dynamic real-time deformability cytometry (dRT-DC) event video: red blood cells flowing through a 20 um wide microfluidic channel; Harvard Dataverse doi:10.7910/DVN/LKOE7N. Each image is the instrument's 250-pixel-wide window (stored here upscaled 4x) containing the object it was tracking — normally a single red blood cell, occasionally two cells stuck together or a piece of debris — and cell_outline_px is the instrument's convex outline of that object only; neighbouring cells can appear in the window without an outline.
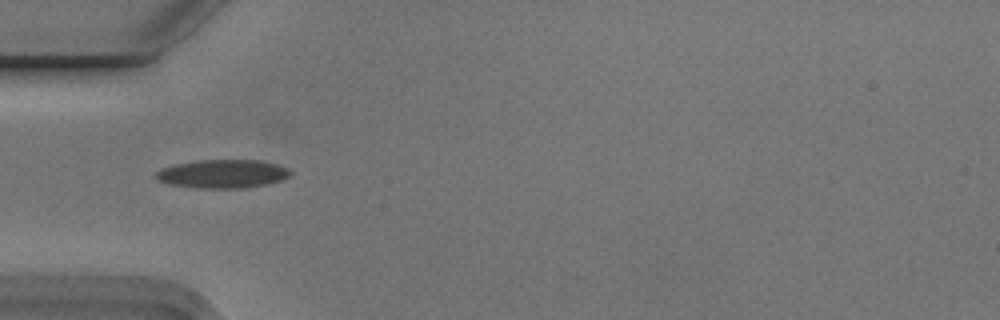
{"species": "Egyptian fruit bat (a non-hibernating species)", "species_latin": "Rousettus aegyptiacus", "temperature_condition": "cold", "stored_images_in_passage": 8, "camera_frame_rate_fps": 3000, "um_per_image_px": 0.085, "animal": {"sex": "male"}, "frame": {"image": 1, "passage_image": 5, "time_ms": 1.333, "image_size_px": [1000, 320], "cell_outline_px": [[292, 172], [288, 176], [280, 180], [268, 184], [244, 188], [200, 188], [168, 184], [156, 180], [156, 172], [160, 168], [176, 164], [196, 160], [256, 160], [276, 164], [288, 168]], "centroid_in_image_um": [18.89, 14.78], "position_along_channel_um": 66.1, "area_um2": 22.31}}
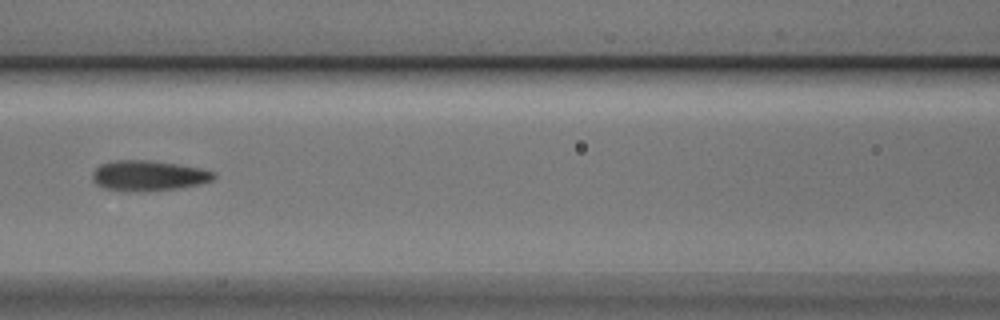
{"frame": {"image": 2, "passage_image": 7, "time_ms": 2.0, "image_size_px": [1000, 320], "cell_outline_px": [[216, 176], [212, 180], [200, 184], [184, 188], [140, 192], [128, 192], [104, 188], [96, 184], [92, 180], [92, 172], [100, 164], [116, 160], [148, 160], [176, 164], [200, 168], [216, 172]], "centroid_in_image_um": [12.61, 14.95], "position_along_channel_um": 154.0, "area_um2": 21.79}}
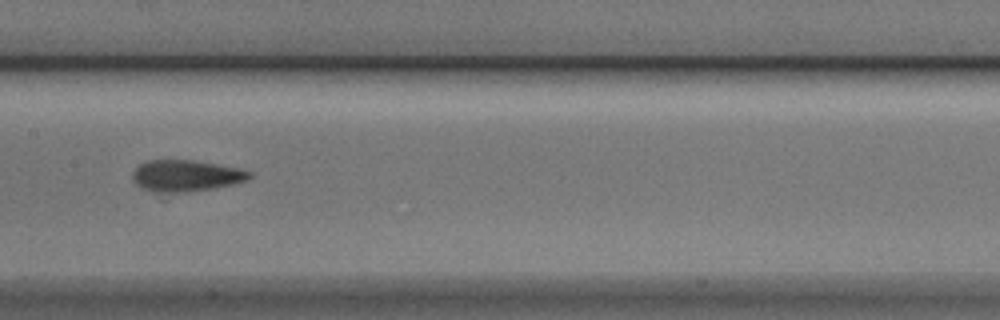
{"frame": {"image": 3, "passage_image": 8, "time_ms": 2.333, "image_size_px": [1000, 320], "cell_outline_px": [[252, 176], [248, 180], [232, 184], [208, 188], [180, 192], [148, 192], [140, 188], [132, 180], [132, 172], [140, 164], [148, 160], [196, 160], [240, 168], [252, 172]], "centroid_in_image_um": [15.77, 14.92], "position_along_channel_um": 191.6, "area_um2": 21.44}}